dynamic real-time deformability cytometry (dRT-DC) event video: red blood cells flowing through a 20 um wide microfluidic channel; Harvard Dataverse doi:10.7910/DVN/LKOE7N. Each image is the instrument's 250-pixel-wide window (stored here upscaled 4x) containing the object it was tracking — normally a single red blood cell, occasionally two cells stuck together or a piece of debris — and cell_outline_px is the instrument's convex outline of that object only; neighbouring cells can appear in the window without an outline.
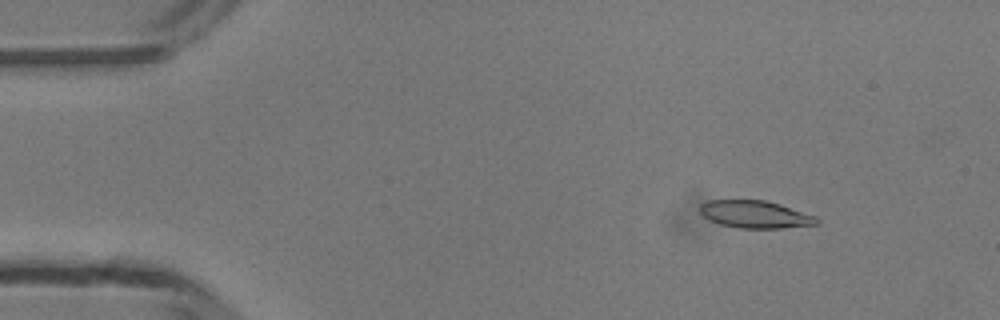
{"species": "common noctule bat (a hibernating species)", "species_latin": "Nyctalus noctula", "temperature_condition": "room temperature", "stored_images_in_passage": 44, "camera_frame_rate_fps": 3000, "um_per_image_px": 0.085, "animal": {"sex": "male", "body_mass_g": 13.3}, "frame": {"image": 1, "passage_image": 6, "time_ms": 1.667, "image_size_px": [1000, 320], "cell_outline_px": [[820, 224], [780, 228], [736, 228], [720, 224], [708, 220], [700, 212], [700, 204], [708, 200], [764, 200], [780, 204], [816, 216], [820, 220]], "centroid_in_image_um": [64.19, 18.22], "position_along_channel_um": 20.8, "area_um2": 18.79}}
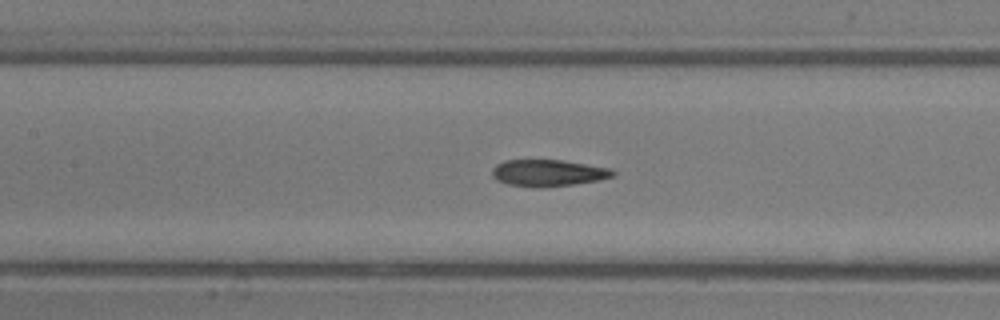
{"frame": {"image": 2, "passage_image": 22, "time_ms": 7.0, "image_size_px": [1000, 320], "cell_outline_px": [[616, 176], [600, 180], [544, 188], [536, 188], [508, 184], [496, 180], [492, 176], [492, 168], [496, 164], [504, 160], [560, 160], [612, 168], [616, 172]], "centroid_in_image_um": [46.6, 14.7], "position_along_channel_um": 160.8, "area_um2": 19.02}}
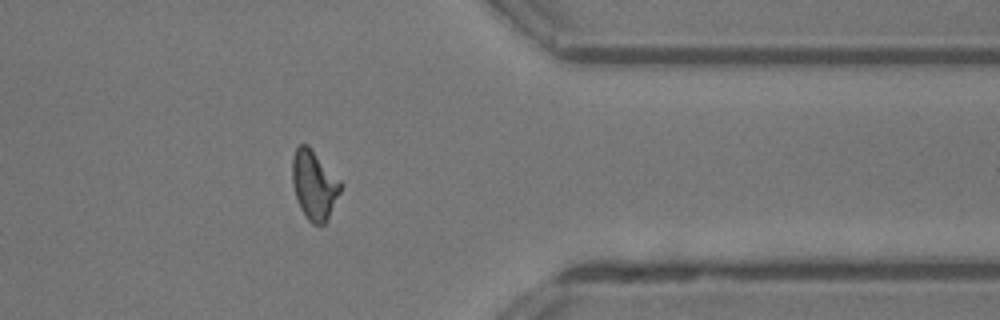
{"frame": {"image": 3, "passage_image": 39, "time_ms": 12.667, "image_size_px": [1000, 320], "cell_outline_px": [[344, 184], [328, 220], [320, 228], [312, 224], [308, 220], [300, 208], [292, 184], [292, 160], [296, 148], [300, 144], [308, 144]], "centroid_in_image_um": [26.73, 15.75], "position_along_channel_um": 384.7, "area_um2": 19.83}}